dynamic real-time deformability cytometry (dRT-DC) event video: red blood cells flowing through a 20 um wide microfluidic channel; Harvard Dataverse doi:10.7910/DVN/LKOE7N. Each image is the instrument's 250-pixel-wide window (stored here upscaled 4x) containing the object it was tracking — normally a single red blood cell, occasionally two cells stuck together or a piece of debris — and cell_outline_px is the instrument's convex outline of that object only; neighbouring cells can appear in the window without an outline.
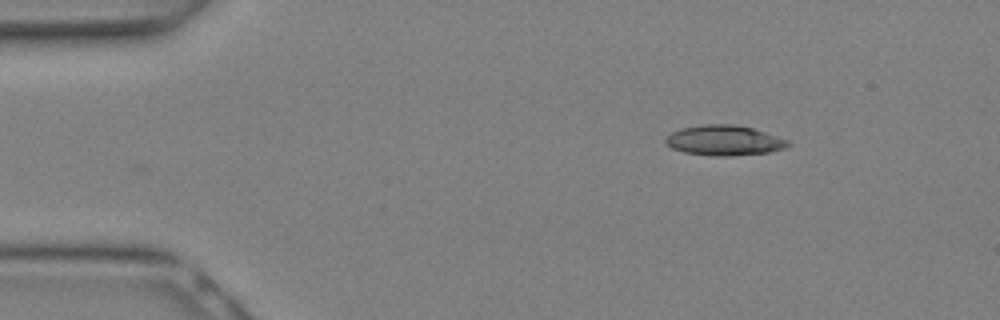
{"species": "Egyptian fruit bat (a non-hibernating species)", "species_latin": "Rousettus aegyptiacus", "temperature_condition": "warm", "stored_images_in_passage": 7, "camera_frame_rate_fps": 3000, "um_per_image_px": 0.085, "animal": {"sex": "female"}, "frame": {"image": 1, "passage_image": 1, "time_ms": 0.0, "image_size_px": [1000, 320], "cell_outline_px": [[792, 144], [784, 148], [768, 152], [732, 156], [712, 156], [684, 152], [672, 148], [664, 140], [672, 132], [684, 128], [704, 124], [732, 124], [752, 128], [788, 140]], "centroid_in_image_um": [61.57, 11.94], "position_along_channel_um": 23.4, "area_um2": 21.27}}
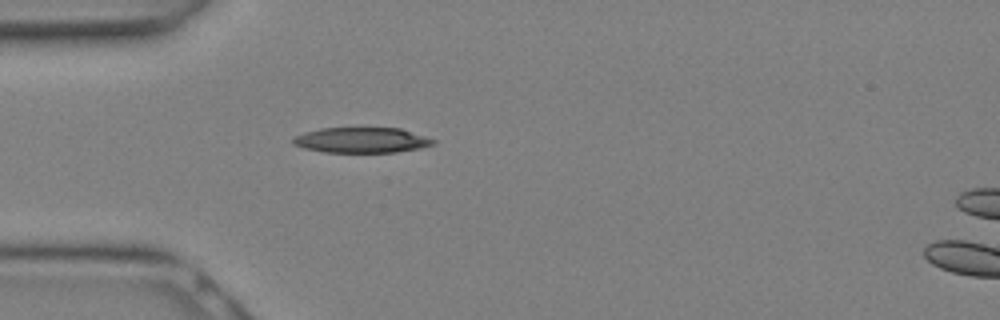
{"frame": {"image": 2, "passage_image": 5, "time_ms": 1.333, "image_size_px": [1000, 320], "cell_outline_px": [[436, 144], [420, 148], [396, 152], [324, 152], [304, 148], [292, 144], [292, 136], [304, 132], [320, 128], [400, 128], [436, 140]], "centroid_in_image_um": [30.7, 11.91], "position_along_channel_um": 54.3, "area_um2": 20.81}}